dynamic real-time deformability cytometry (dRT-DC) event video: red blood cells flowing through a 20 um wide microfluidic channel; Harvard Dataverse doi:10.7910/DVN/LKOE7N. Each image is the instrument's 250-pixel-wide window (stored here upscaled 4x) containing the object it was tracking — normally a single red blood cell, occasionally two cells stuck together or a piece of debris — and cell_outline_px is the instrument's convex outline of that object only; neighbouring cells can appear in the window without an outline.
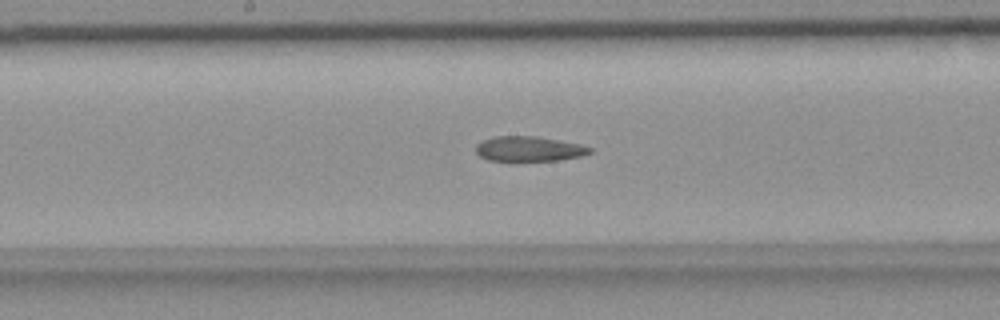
{"species": "common noctule bat (a hibernating species)", "species_latin": "Nyctalus noctula", "temperature_condition": "room temperature", "stored_images_in_passage": 51, "segment_of_instrument_passage": [1, 2], "camera_frame_rate_fps": 3000, "um_per_image_px": 0.085, "animal": {"sex": "female", "body_mass_g": 18.4}, "frame": {"image": 1, "passage_image": 23, "time_ms": 7.333, "image_size_px": [1000, 320], "cell_outline_px": [[592, 152], [580, 156], [560, 160], [516, 164], [488, 160], [480, 156], [476, 152], [476, 144], [492, 136], [536, 136], [580, 144], [592, 148]], "centroid_in_image_um": [44.92, 12.7], "position_along_channel_um": 203.3, "area_um2": 17.46}}
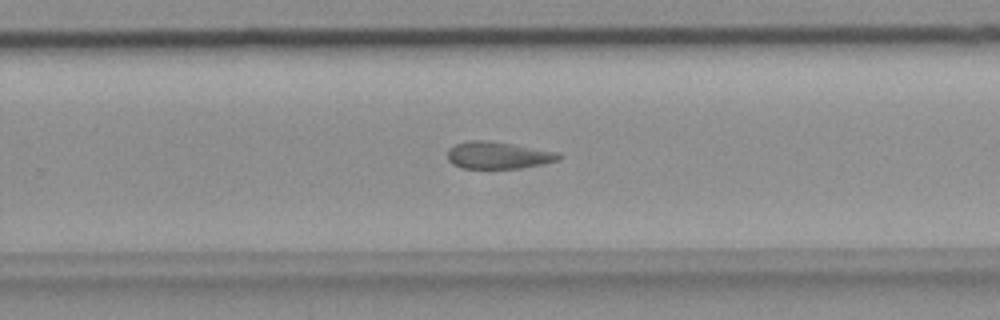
{"frame": {"image": 2, "passage_image": 30, "time_ms": 9.667, "image_size_px": [1000, 320], "cell_outline_px": [[564, 156], [560, 160], [544, 164], [520, 168], [460, 168], [452, 164], [448, 160], [448, 148], [456, 144], [468, 140], [488, 140], [560, 152]], "centroid_in_image_um": [42.38, 13.2], "position_along_channel_um": 287.4, "area_um2": 17.8}}
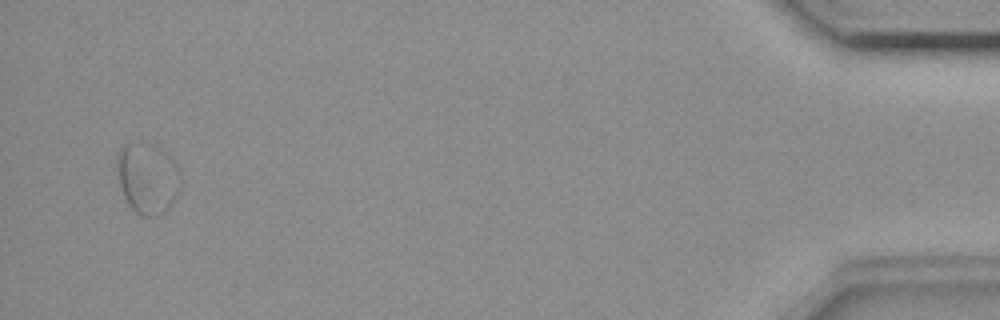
{"frame": {"image": 3, "passage_image": 48, "time_ms": 15.667, "image_size_px": [1000, 320], "cell_outline_px": [[180, 180], [176, 196], [172, 204], [164, 212], [156, 216], [144, 216], [136, 212], [128, 204], [124, 196], [120, 184], [116, 168], [116, 160], [120, 152], [128, 144], [140, 140], [156, 144], [176, 164], [180, 172]], "centroid_in_image_um": [12.54, 15.12], "position_along_channel_um": 422.7, "area_um2": 26.18}}